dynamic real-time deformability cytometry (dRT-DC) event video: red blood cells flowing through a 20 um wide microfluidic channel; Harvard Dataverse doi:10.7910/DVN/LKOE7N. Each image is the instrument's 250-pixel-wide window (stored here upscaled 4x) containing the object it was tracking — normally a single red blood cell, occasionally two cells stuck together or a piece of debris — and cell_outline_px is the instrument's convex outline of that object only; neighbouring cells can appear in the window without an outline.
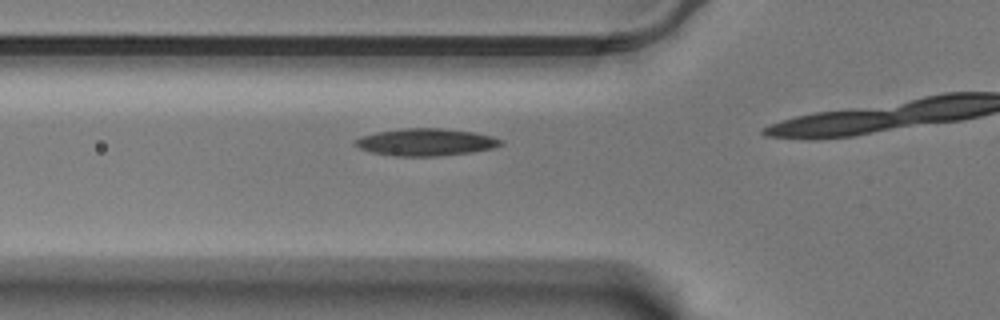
{"species": "Egyptian fruit bat (a non-hibernating species)", "species_latin": "Rousettus aegyptiacus", "temperature_condition": "warm", "stored_images_in_passage": 20, "camera_frame_rate_fps": 3000, "um_per_image_px": 0.085, "animal": {"sex": "male"}, "frame": {"image": 1, "passage_image": 16, "time_ms": 5.0, "image_size_px": [1000, 320], "cell_outline_px": [[504, 144], [492, 148], [472, 152], [436, 156], [396, 156], [372, 152], [360, 148], [352, 144], [352, 140], [360, 136], [376, 132], [404, 128], [440, 128], [472, 132], [492, 136], [504, 140]], "centroid_in_image_um": [36.17, 12.08], "position_along_channel_um": 89.6, "area_um2": 23.18}}
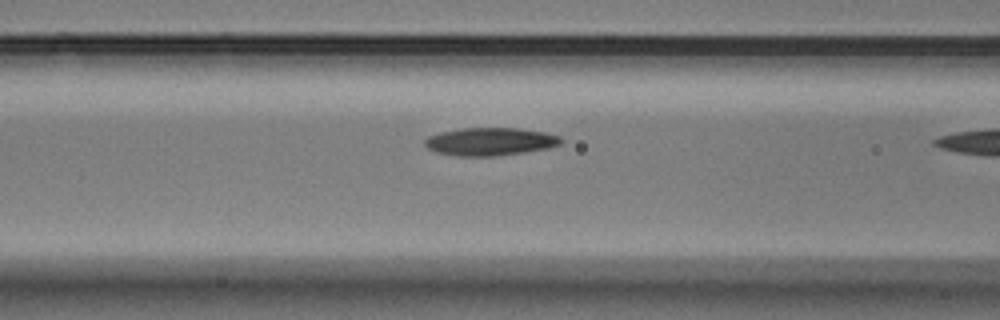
{"frame": {"image": 2, "passage_image": 19, "time_ms": 6.0, "image_size_px": [1000, 320], "cell_outline_px": [[564, 140], [560, 144], [548, 148], [524, 152], [492, 156], [460, 156], [436, 152], [428, 148], [424, 144], [424, 140], [428, 136], [440, 132], [460, 128], [516, 128], [544, 132], [560, 136]], "centroid_in_image_um": [41.65, 12.03], "position_along_channel_um": 124.9, "area_um2": 22.08}}